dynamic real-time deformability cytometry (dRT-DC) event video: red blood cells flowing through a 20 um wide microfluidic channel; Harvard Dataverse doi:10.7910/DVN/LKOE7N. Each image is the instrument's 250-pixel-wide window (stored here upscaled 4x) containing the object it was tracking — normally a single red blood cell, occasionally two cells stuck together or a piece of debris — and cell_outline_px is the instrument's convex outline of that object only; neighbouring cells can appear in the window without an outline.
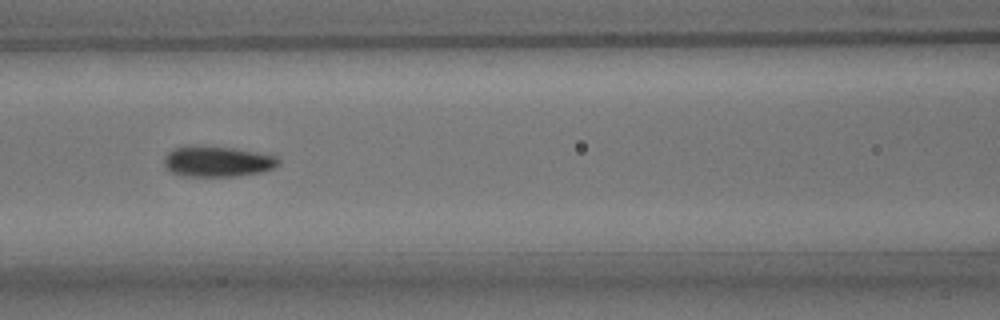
{"species": "common noctule bat (a hibernating species)", "species_latin": "Nyctalus noctula", "temperature_condition": "room temperature", "stored_images_in_passage": 50, "camera_frame_rate_fps": 3000, "um_per_image_px": 0.085, "animal": {"sex": "male", "body_mass_g": 15.6}, "frame": {"image": 1, "passage_image": 22, "time_ms": 7.0, "image_size_px": [1000, 320], "cell_outline_px": [[280, 164], [272, 168], [260, 172], [236, 176], [180, 176], [168, 172], [164, 168], [164, 156], [172, 148], [236, 148], [276, 156], [280, 160]], "centroid_in_image_um": [18.46, 13.77], "position_along_channel_um": 148.1, "area_um2": 20.0}}
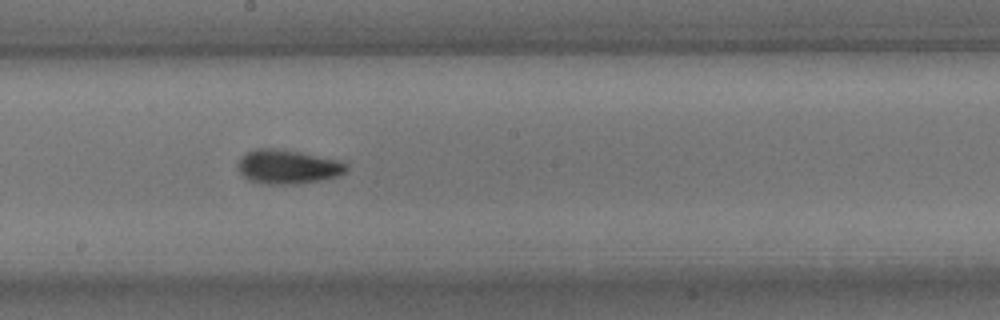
{"frame": {"image": 2, "passage_image": 28, "time_ms": 9.0, "image_size_px": [1000, 320], "cell_outline_px": [[348, 172], [336, 176], [320, 180], [288, 184], [268, 184], [248, 180], [236, 168], [236, 164], [240, 156], [256, 148], [272, 148], [296, 152], [336, 160], [348, 164]], "centroid_in_image_um": [24.4, 14.18], "position_along_channel_um": 223.8, "area_um2": 21.27}}
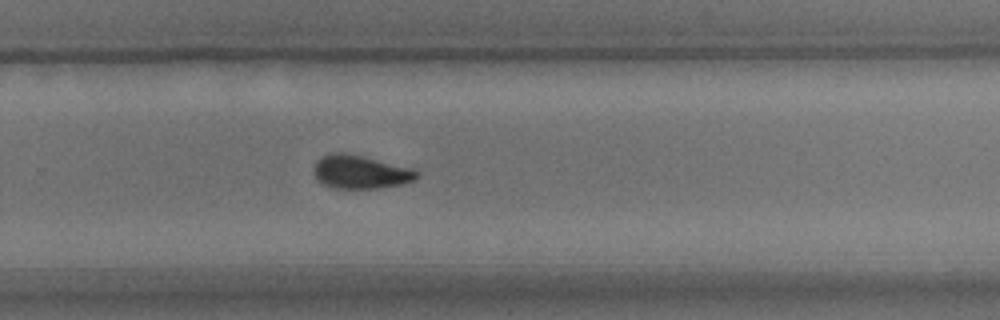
{"frame": {"image": 3, "passage_image": 34, "time_ms": 11.0, "image_size_px": [1000, 320], "cell_outline_px": [[420, 172], [416, 180], [404, 184], [380, 188], [332, 188], [316, 180], [316, 160], [332, 152], [344, 152], [412, 168]], "centroid_in_image_um": [30.68, 14.63], "position_along_channel_um": 299.1, "area_um2": 19.94}, "authors_computed_cell_mechanics": {"area_um2": 19.7676, "velocity_mm_per_s": 3.7905, "shape_relaxation_time_tau1_ms": 5.3251, "shape_relaxation_time_tau2_ms": 3.9056, "deformation_change_tau1": 0.1319, "deformation_change_tau2": 0.0637}}